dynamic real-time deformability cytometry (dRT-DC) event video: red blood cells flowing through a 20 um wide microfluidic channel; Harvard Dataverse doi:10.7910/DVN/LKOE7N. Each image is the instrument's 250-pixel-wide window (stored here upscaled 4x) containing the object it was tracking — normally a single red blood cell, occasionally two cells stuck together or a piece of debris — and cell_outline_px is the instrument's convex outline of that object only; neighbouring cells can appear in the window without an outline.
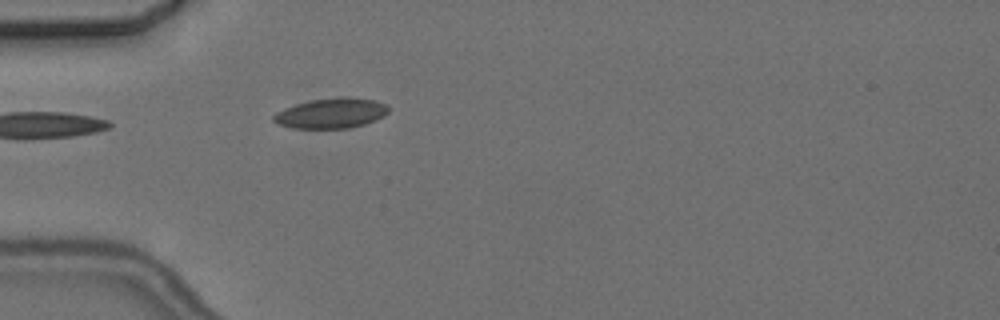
{"species": "common noctule bat (a hibernating species)", "species_latin": "Nyctalus noctula", "temperature_condition": "cold", "stored_images_in_passage": 5, "camera_frame_rate_fps": 3000, "um_per_image_px": 0.085, "animal": {"sex": "female", "body_mass_g": 24.6, "forearm_length_mm": 56.2}, "frame": {"image": 1, "passage_image": 5, "time_ms": 4.667, "image_size_px": [1000, 320], "cell_outline_px": [[388, 112], [384, 116], [376, 120], [364, 124], [348, 128], [292, 128], [276, 124], [272, 120], [272, 116], [276, 112], [284, 108], [296, 104], [312, 100], [376, 100], [388, 104]], "centroid_in_image_um": [28.1, 9.68], "position_along_channel_um": 56.9, "area_um2": 19.42}}